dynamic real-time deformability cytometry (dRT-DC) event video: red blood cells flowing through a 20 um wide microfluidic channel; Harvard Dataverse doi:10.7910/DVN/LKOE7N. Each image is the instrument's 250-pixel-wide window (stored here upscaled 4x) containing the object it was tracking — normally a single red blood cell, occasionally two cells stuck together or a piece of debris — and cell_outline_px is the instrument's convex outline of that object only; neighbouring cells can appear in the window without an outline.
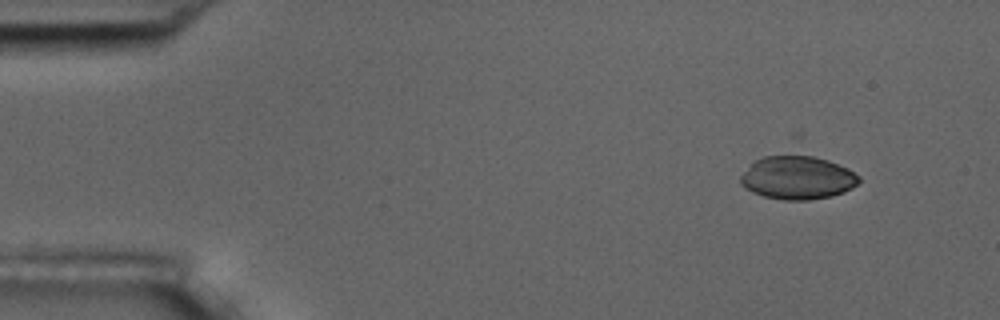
{"species": "common noctule bat (a hibernating species)", "species_latin": "Nyctalus noctula", "temperature_condition": "room temperature", "stored_images_in_passage": 12, "camera_frame_rate_fps": 3000, "um_per_image_px": 0.085, "animal": {"sex": "male", "body_mass_g": 17.5, "forearm_length_mm": 52.3}, "frame": {"image": 1, "passage_image": 1, "time_ms": 0.0, "image_size_px": [1000, 320], "cell_outline_px": [[860, 180], [852, 188], [844, 192], [832, 196], [808, 200], [784, 200], [764, 196], [752, 192], [744, 188], [740, 184], [740, 176], [756, 160], [764, 156], [796, 152], [800, 152], [828, 160], [848, 168], [860, 176]], "centroid_in_image_um": [67.79, 15.07], "position_along_channel_um": 17.2, "area_um2": 30.52}}
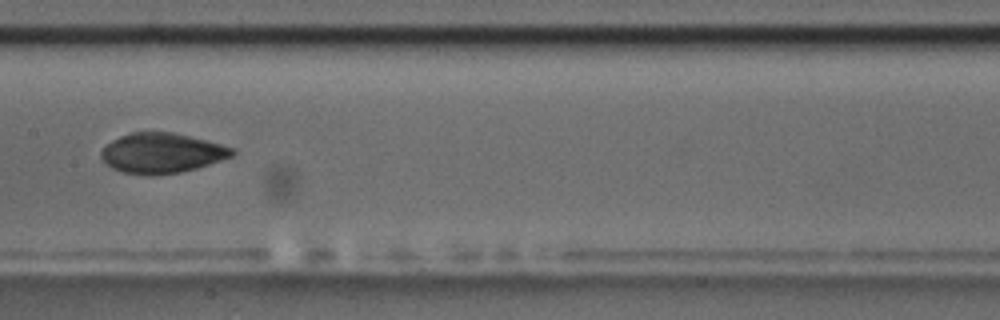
{"frame": {"image": 2, "passage_image": 7, "time_ms": 7.667, "image_size_px": [1000, 320], "cell_outline_px": [[236, 152], [232, 156], [196, 168], [180, 172], [152, 176], [148, 176], [124, 172], [112, 168], [100, 156], [100, 152], [112, 140], [120, 136], [132, 132], [172, 132], [236, 148]], "centroid_in_image_um": [13.75, 13.02], "position_along_channel_um": 193.7, "area_um2": 30.35}}
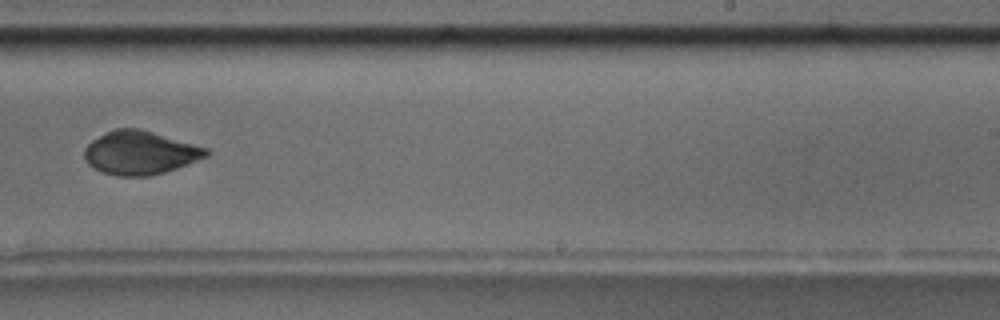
{"frame": {"image": 3, "passage_image": 9, "time_ms": 10.0, "image_size_px": [1000, 320], "cell_outline_px": [[212, 152], [208, 156], [176, 168], [164, 172], [148, 176], [116, 176], [104, 172], [88, 164], [84, 160], [84, 148], [92, 140], [112, 128], [140, 128], [208, 148]], "centroid_in_image_um": [11.9, 12.97], "position_along_channel_um": 277.1, "area_um2": 30.92}}